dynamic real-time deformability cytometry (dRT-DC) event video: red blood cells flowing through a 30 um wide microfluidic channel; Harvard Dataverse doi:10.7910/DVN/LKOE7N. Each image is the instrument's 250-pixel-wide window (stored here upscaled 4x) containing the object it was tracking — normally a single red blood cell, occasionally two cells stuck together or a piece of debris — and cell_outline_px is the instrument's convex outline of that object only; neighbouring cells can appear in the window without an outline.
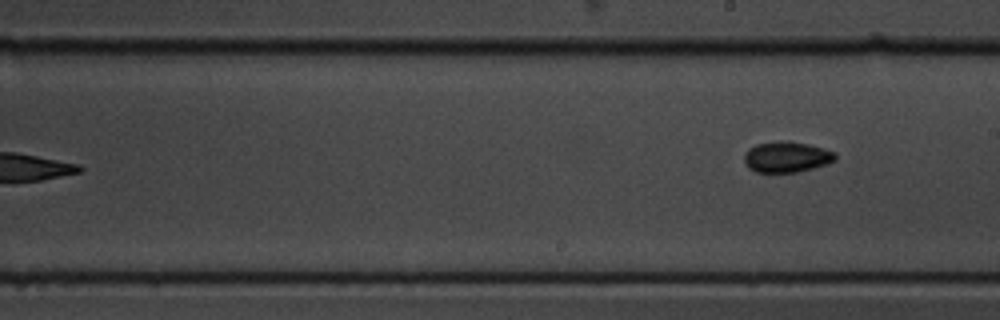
{"species": "common noctule bat (a hibernating species)", "species_latin": "Nyctalus noctula", "temperature_condition": "cold", "stored_images_in_passage": 10, "camera_frame_rate_fps": 3000, "um_per_image_px": 0.085, "animal": {"sex": "male", "body_mass_g": 19.5, "forearm_length_mm": 54.6}, "frame": {"image": 1, "passage_image": 10, "time_ms": 3.0, "image_size_px": [1000, 320], "cell_outline_px": [[836, 160], [828, 164], [796, 172], [756, 172], [748, 168], [744, 164], [744, 152], [748, 148], [756, 144], [780, 140], [788, 140], [808, 144], [824, 148], [836, 152]], "centroid_in_image_um": [66.85, 13.33], "position_along_channel_um": 222.2, "area_um2": 16.65}}